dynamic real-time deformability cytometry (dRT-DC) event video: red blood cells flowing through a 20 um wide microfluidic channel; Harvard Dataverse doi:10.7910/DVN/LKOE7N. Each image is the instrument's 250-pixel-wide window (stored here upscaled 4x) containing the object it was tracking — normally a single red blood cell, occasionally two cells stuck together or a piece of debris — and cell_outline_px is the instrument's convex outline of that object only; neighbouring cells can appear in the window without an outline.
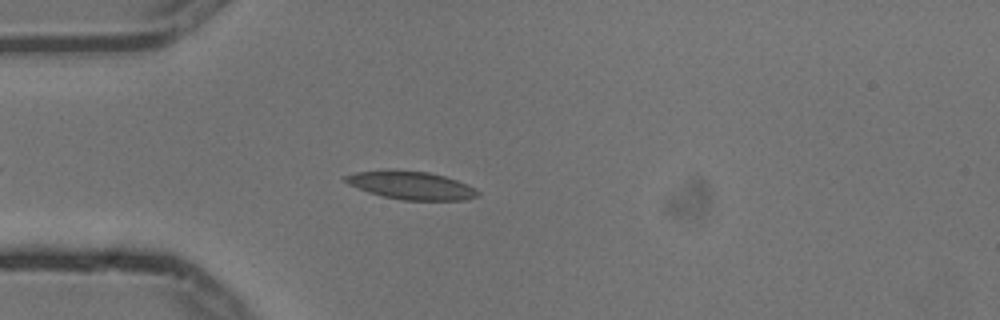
{"species": "common noctule bat (a hibernating species)", "species_latin": "Nyctalus noctula", "temperature_condition": "cold", "stored_images_in_passage": 2, "camera_frame_rate_fps": 3000, "um_per_image_px": 0.085, "animal": {"sex": "male", "body_mass_g": 13.3}, "frame": {"image": 1, "passage_image": 2, "time_ms": 0.333, "image_size_px": [1000, 320], "cell_outline_px": [[480, 196], [468, 200], [404, 200], [384, 196], [368, 192], [348, 184], [344, 180], [344, 176], [356, 172], [428, 172], [444, 176], [468, 184], [476, 188], [480, 192]], "centroid_in_image_um": [35.05, 15.8], "position_along_channel_um": 49.9, "area_um2": 20.98}}